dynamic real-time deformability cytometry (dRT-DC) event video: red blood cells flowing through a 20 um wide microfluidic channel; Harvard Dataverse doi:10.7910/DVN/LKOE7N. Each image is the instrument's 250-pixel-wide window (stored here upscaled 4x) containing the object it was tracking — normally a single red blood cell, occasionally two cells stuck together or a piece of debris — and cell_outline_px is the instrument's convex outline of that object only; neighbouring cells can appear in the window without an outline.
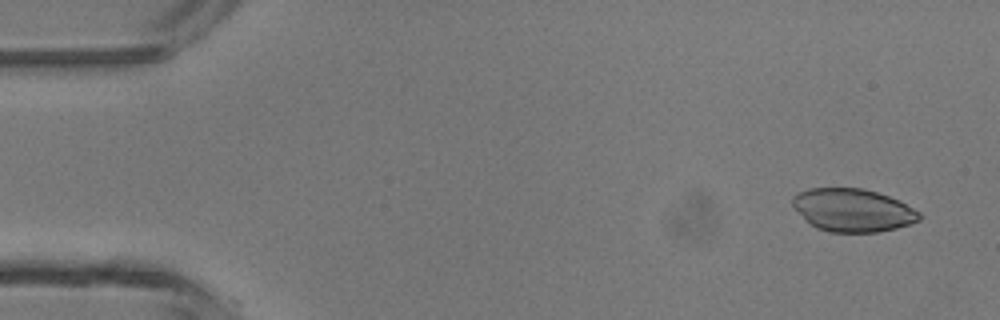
{"species": "common noctule bat (a hibernating species)", "species_latin": "Nyctalus noctula", "temperature_condition": "room temperature", "stored_images_in_passage": 4, "camera_frame_rate_fps": 3000, "um_per_image_px": 0.085, "animal": {"sex": "male", "body_mass_g": 13.3}, "frame": {"image": 1, "passage_image": 1, "time_ms": 0.0, "image_size_px": [1000, 320], "cell_outline_px": [[924, 216], [920, 220], [896, 228], [880, 232], [828, 232], [816, 228], [808, 224], [792, 204], [792, 196], [796, 192], [808, 188], [864, 188], [900, 200], [920, 212]], "centroid_in_image_um": [72.48, 17.86], "position_along_channel_um": 12.5, "area_um2": 32.08}}